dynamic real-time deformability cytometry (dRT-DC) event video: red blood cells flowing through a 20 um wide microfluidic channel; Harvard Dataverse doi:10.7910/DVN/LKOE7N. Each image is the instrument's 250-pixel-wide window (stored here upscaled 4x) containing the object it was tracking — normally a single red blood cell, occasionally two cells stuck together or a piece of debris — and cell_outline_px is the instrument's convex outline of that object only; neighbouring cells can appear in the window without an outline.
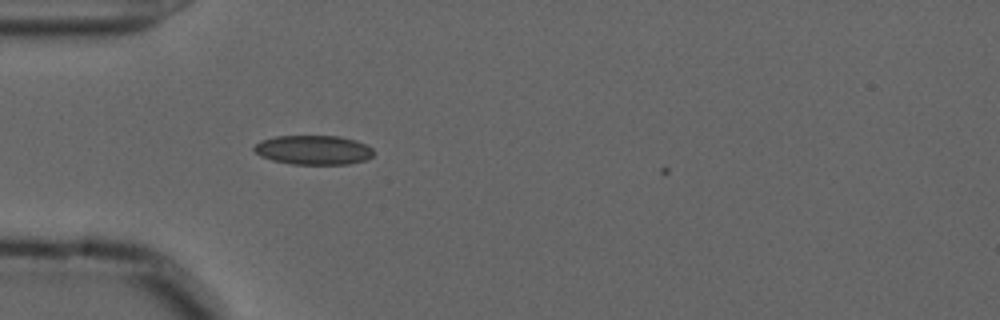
{"species": "common noctule bat (a hibernating species)", "species_latin": "Nyctalus noctula", "temperature_condition": "cold", "stored_images_in_passage": 2, "camera_frame_rate_fps": 3000, "um_per_image_px": 0.085, "animal": {"sex": "male", "forearm_length_mm": 52.5}, "frame": {"image": 1, "passage_image": 1, "time_ms": 0.0, "image_size_px": [1000, 320], "cell_outline_px": [[376, 152], [372, 156], [364, 160], [348, 164], [292, 164], [272, 160], [260, 156], [252, 148], [260, 140], [276, 136], [340, 136], [356, 140], [372, 148]], "centroid_in_image_um": [26.64, 12.74], "position_along_channel_um": 58.4, "area_um2": 20.46}}